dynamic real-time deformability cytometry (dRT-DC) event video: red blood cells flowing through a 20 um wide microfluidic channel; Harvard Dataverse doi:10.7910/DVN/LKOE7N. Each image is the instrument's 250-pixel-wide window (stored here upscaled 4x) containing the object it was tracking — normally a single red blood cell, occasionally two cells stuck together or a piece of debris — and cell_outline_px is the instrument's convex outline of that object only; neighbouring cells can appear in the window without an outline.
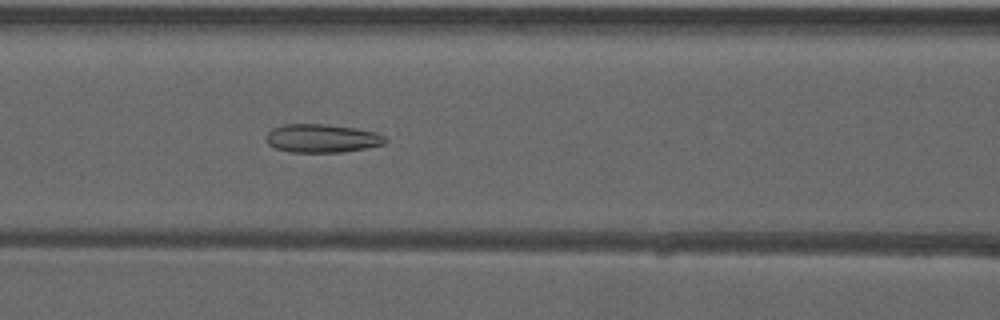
{"species": "common noctule bat (a hibernating species)", "species_latin": "Nyctalus noctula", "temperature_condition": "warm", "stored_images_in_passage": 52, "camera_frame_rate_fps": 3000, "um_per_image_px": 0.085, "animal": {"sex": "male", "forearm_length_mm": 52.5}, "frame": {"image": 1, "passage_image": 23, "time_ms": 7.333, "image_size_px": [1000, 320], "cell_outline_px": [[388, 140], [384, 144], [368, 148], [340, 152], [292, 152], [276, 148], [268, 144], [264, 140], [268, 132], [272, 128], [284, 124], [328, 124], [356, 128], [376, 132], [384, 136]], "centroid_in_image_um": [27.37, 11.75], "position_along_channel_um": 139.2, "area_um2": 19.88}}
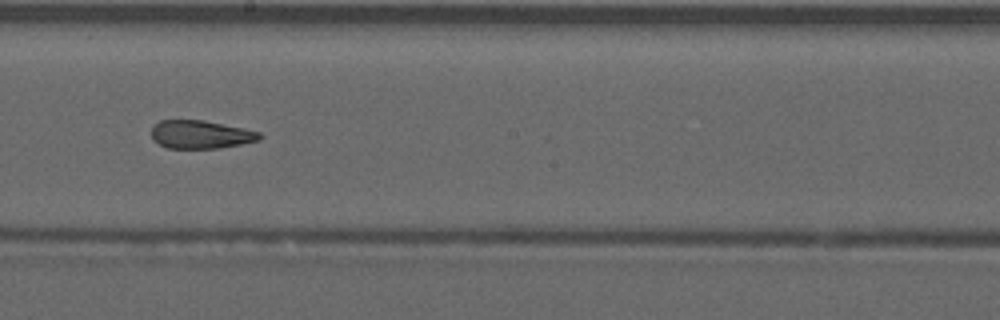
{"frame": {"image": 2, "passage_image": 30, "time_ms": 9.667, "image_size_px": [1000, 320], "cell_outline_px": [[260, 140], [240, 144], [216, 148], [168, 148], [160, 144], [152, 136], [152, 124], [160, 120], [204, 120], [244, 128], [260, 132]], "centroid_in_image_um": [17.05, 11.41], "position_along_channel_um": 231.2, "area_um2": 17.63}}
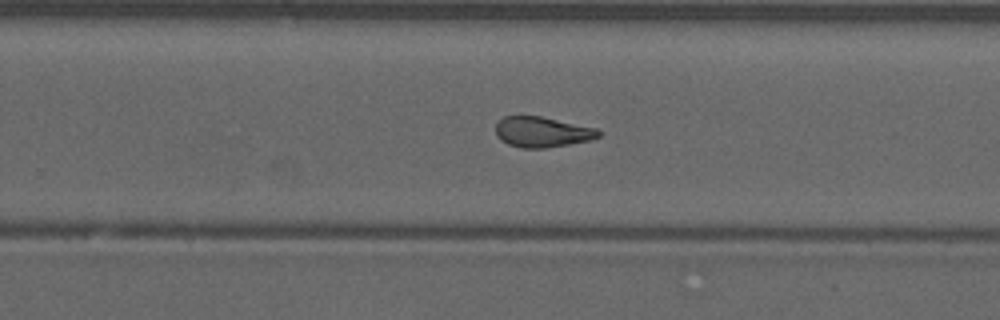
{"frame": {"image": 3, "passage_image": 34, "time_ms": 11.0, "image_size_px": [1000, 320], "cell_outline_px": [[600, 136], [588, 140], [568, 144], [544, 148], [524, 148], [508, 144], [500, 140], [496, 136], [496, 124], [504, 116], [540, 116], [596, 128], [600, 132]], "centroid_in_image_um": [46.04, 11.22], "position_along_channel_um": 283.8, "area_um2": 18.03}, "authors_computed_cell_mechanics": {"area_um2": 19.6809, "velocity_mm_per_s": 3.9539, "shape_relaxation_time_tau1_ms": null, "shape_relaxation_time_tau2_ms": 1.7105, "deformation_change_tau1": null, "deformation_change_tau2": 0.0958}}